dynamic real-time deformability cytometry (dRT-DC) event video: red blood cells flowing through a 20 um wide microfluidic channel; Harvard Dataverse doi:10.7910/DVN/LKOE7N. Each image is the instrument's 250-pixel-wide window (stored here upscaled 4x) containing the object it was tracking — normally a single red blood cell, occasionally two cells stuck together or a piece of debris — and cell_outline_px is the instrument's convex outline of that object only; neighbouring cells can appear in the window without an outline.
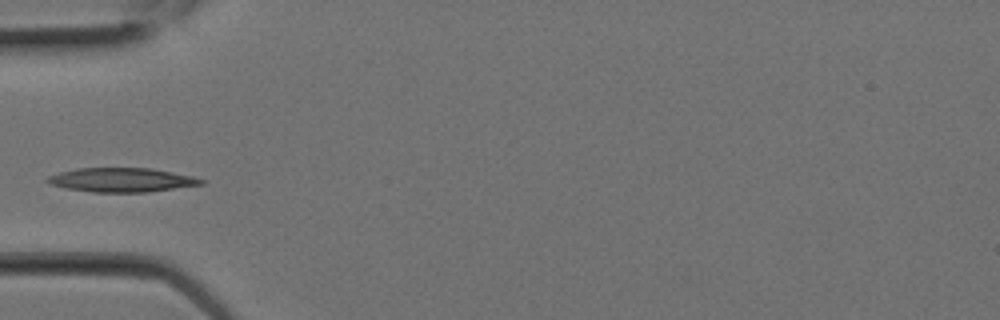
{"species": "Egyptian fruit bat (a non-hibernating species)", "species_latin": "Rousettus aegyptiacus", "temperature_condition": "room temperature", "stored_images_in_passage": 2, "camera_frame_rate_fps": 3000, "um_per_image_px": 0.085, "animal": {"sex": "female"}, "frame": {"image": 1, "passage_image": 2, "time_ms": 0.333, "image_size_px": [1000, 320], "cell_outline_px": [[208, 180], [204, 184], [148, 192], [92, 192], [68, 188], [52, 184], [44, 180], [48, 176], [60, 172], [76, 168], [152, 168], [192, 176]], "centroid_in_image_um": [10.39, 15.29], "position_along_channel_um": 74.6, "area_um2": 21.56}}